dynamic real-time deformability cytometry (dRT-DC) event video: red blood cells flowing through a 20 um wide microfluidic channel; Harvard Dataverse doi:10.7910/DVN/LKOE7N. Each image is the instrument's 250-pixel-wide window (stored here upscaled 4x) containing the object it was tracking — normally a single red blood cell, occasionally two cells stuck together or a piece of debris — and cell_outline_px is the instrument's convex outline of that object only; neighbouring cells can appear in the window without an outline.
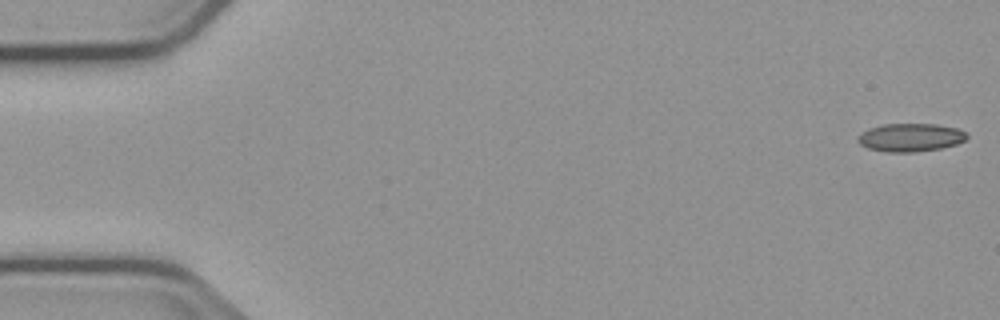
{"species": "common noctule bat (a hibernating species)", "species_latin": "Nyctalus noctula", "temperature_condition": "cold", "stored_images_in_passage": 54, "camera_frame_rate_fps": 3000, "um_per_image_px": 0.085, "animal": {"sex": "male", "body_mass_g": 23.1, "forearm_length_mm": 52.7}, "frame": {"image": 1, "passage_image": 1, "time_ms": 0.0, "image_size_px": [1000, 320], "cell_outline_px": [[968, 136], [964, 140], [956, 144], [940, 148], [916, 152], [888, 152], [868, 148], [860, 144], [856, 140], [856, 136], [868, 128], [884, 124], [936, 124], [956, 128], [968, 132]], "centroid_in_image_um": [77.37, 11.68], "position_along_channel_um": 7.6, "area_um2": 17.98}}
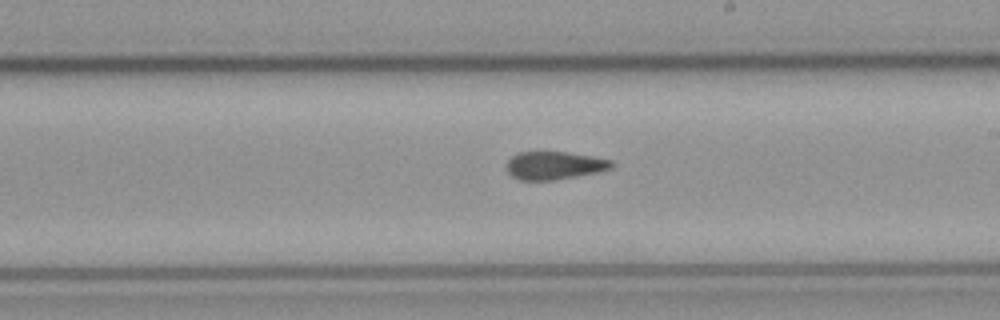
{"frame": {"image": 2, "passage_image": 31, "time_ms": 10.0, "image_size_px": [1000, 320], "cell_outline_px": [[616, 164], [612, 168], [600, 172], [556, 180], [520, 180], [512, 176], [508, 172], [508, 160], [512, 156], [520, 152], [568, 152], [592, 156], [612, 160]], "centroid_in_image_um": [47.19, 14.07], "position_along_channel_um": 241.8, "area_um2": 17.22}}
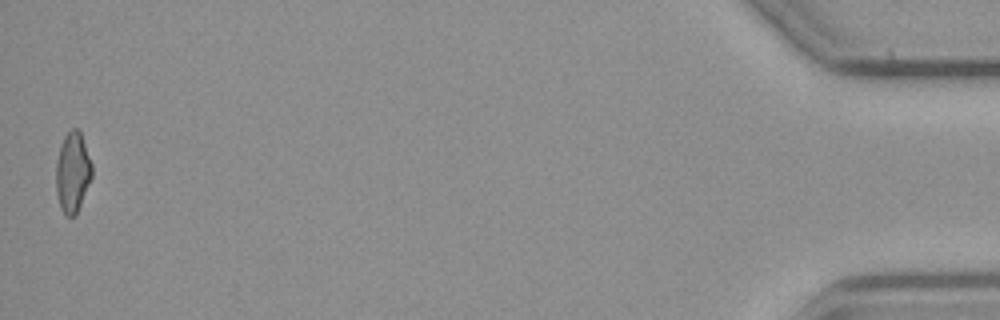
{"frame": {"image": 3, "passage_image": 54, "time_ms": 17.667, "image_size_px": [1000, 320], "cell_outline_px": [[92, 176], [76, 216], [68, 216], [60, 208], [56, 192], [56, 160], [64, 136], [72, 128], [76, 128], [80, 132], [92, 164]], "centroid_in_image_um": [6.17, 14.66], "position_along_channel_um": 429.0, "area_um2": 16.7}, "authors_computed_cell_mechanics": {"area_um2": 17.8024, "velocity_mm_per_s": 3.7565, "shape_relaxation_time_tau1_ms": null, "shape_relaxation_time_tau2_ms": 2.8546, "deformation_change_tau1": null, "deformation_change_tau2": 0.1039}}